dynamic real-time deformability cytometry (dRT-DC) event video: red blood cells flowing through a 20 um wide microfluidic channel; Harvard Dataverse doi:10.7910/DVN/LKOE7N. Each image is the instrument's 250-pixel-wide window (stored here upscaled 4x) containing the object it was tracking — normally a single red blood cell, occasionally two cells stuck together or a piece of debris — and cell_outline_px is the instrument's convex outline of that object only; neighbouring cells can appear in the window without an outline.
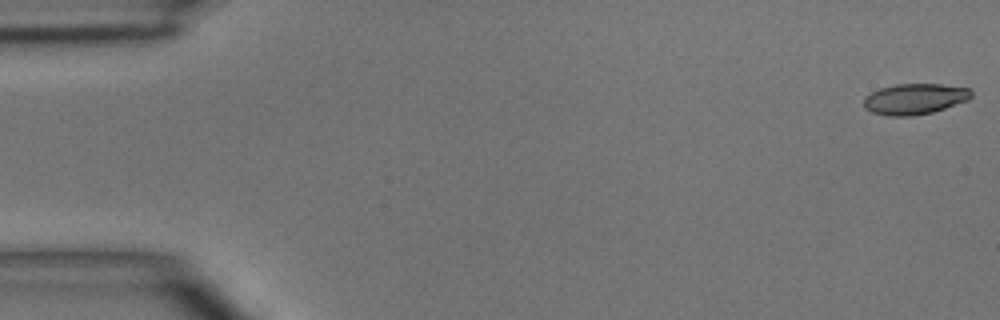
{"species": "common noctule bat (a hibernating species)", "species_latin": "Nyctalus noctula", "temperature_condition": "room temperature", "stored_images_in_passage": 4, "camera_frame_rate_fps": 3000, "um_per_image_px": 0.085, "animal": {"sex": "male", "body_mass_g": 15.6}, "frame": {"image": 1, "passage_image": 1, "time_ms": 0.0, "image_size_px": [1000, 320], "cell_outline_px": [[972, 96], [968, 100], [932, 112], [912, 116], [888, 116], [872, 112], [864, 108], [864, 100], [872, 92], [880, 88], [896, 84], [940, 84], [968, 88], [972, 92]], "centroid_in_image_um": [77.75, 8.41], "position_along_channel_um": 7.3, "area_um2": 19.13}}
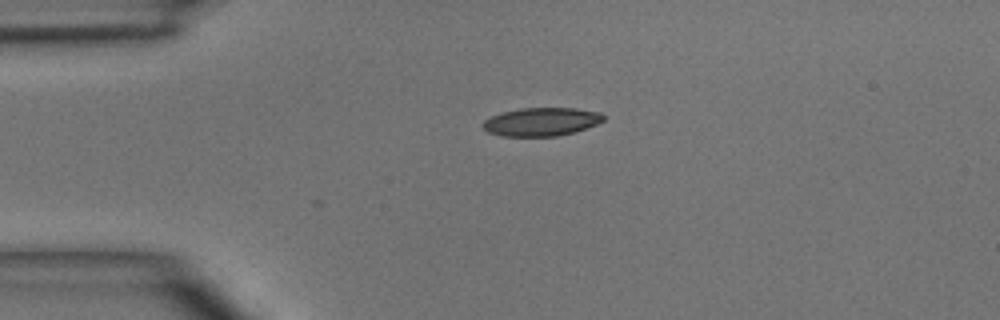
{"frame": {"image": 2, "passage_image": 3, "time_ms": 3.333, "image_size_px": [1000, 320], "cell_outline_px": [[604, 120], [596, 124], [576, 132], [556, 136], [504, 136], [488, 132], [484, 128], [484, 120], [492, 116], [504, 112], [520, 108], [576, 108], [600, 112], [604, 116]], "centroid_in_image_um": [46.05, 10.35], "position_along_channel_um": 38.9, "area_um2": 19.77}}